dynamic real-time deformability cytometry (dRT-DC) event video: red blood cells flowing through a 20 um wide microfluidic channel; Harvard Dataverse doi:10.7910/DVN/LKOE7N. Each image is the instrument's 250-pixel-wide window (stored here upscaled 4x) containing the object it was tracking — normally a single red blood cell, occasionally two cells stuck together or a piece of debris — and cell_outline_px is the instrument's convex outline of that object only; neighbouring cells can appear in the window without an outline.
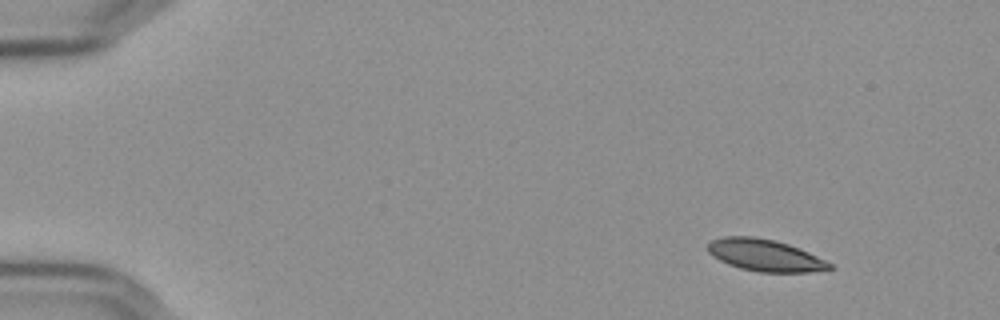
{"species": "Egyptian fruit bat (a non-hibernating species)", "species_latin": "Rousettus aegyptiacus", "temperature_condition": "cold", "stored_images_in_passage": 12, "camera_frame_rate_fps": 3000, "um_per_image_px": 0.085, "frame": {"image": 1, "passage_image": 1, "time_ms": 0.0, "image_size_px": [1000, 320], "cell_outline_px": [[832, 268], [808, 272], [760, 272], [740, 268], [728, 264], [712, 256], [708, 252], [708, 244], [712, 240], [724, 236], [756, 236], [776, 240], [788, 244], [808, 252], [832, 264]], "centroid_in_image_um": [64.98, 21.68], "position_along_channel_um": 20.0, "area_um2": 22.48}}